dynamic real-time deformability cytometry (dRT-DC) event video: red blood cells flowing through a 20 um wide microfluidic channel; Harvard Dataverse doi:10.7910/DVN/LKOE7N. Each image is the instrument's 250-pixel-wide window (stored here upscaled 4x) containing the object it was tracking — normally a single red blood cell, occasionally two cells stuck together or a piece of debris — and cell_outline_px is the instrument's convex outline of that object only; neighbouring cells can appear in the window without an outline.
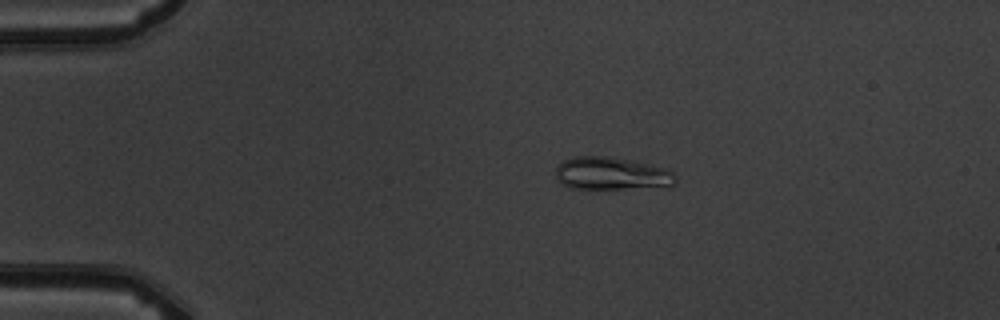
{"species": "common noctule bat (a hibernating species)", "species_latin": "Nyctalus noctula", "temperature_condition": "warm", "stored_images_in_passage": 4, "camera_frame_rate_fps": 3000, "um_per_image_px": 0.085, "animal": {"sex": "male", "body_mass_g": 19.5, "forearm_length_mm": 54.6}, "frame": {"image": 1, "passage_image": 2, "time_ms": 1.333, "image_size_px": [1000, 320], "cell_outline_px": [[676, 180], [668, 188], [588, 192], [568, 188], [556, 180], [556, 168], [564, 160], [572, 156], [612, 156], [664, 168], [672, 172], [676, 176]], "centroid_in_image_um": [51.96, 14.84], "position_along_channel_um": 33.0, "area_um2": 24.45}}